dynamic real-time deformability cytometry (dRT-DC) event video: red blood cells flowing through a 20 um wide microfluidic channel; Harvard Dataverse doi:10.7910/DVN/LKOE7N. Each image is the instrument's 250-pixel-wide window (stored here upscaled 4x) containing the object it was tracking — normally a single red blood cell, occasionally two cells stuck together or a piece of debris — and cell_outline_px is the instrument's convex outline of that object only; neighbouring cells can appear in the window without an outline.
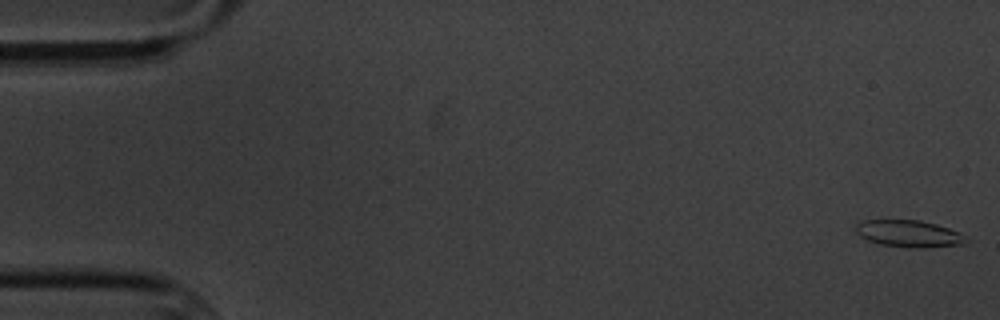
{"species": "common noctule bat (a hibernating species)", "species_latin": "Nyctalus noctula", "temperature_condition": "cold", "stored_images_in_passage": 5, "camera_frame_rate_fps": 3000, "um_per_image_px": 0.085, "animal": {"sex": "male", "body_mass_g": 20.1, "forearm_length_mm": 53.5}, "frame": {"image": 1, "passage_image": 1, "time_ms": 0.0, "image_size_px": [1000, 320], "cell_outline_px": [[968, 240], [964, 244], [920, 248], [908, 248], [880, 244], [868, 240], [860, 236], [856, 232], [856, 224], [864, 220], [920, 220], [936, 224], [960, 232]], "centroid_in_image_um": [77.26, 19.86], "position_along_channel_um": 7.7, "area_um2": 17.28}}